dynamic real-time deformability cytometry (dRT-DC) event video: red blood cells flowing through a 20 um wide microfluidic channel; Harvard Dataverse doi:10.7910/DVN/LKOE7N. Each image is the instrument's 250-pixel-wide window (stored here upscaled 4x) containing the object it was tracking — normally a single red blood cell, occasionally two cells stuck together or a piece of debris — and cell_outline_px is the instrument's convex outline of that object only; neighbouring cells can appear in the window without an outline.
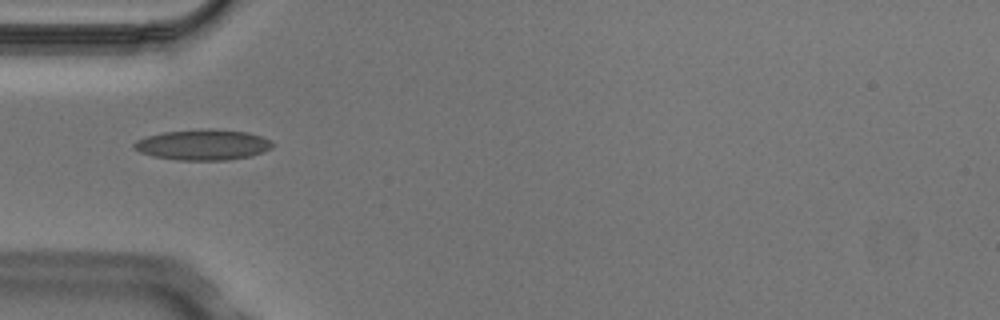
{"species": "Egyptian fruit bat (a non-hibernating species)", "species_latin": "Rousettus aegyptiacus", "temperature_condition": "cold", "stored_images_in_passage": 6, "camera_frame_rate_fps": 3000, "um_per_image_px": 0.085, "animal": {"sex": "male"}, "frame": {"image": 1, "passage_image": 4, "time_ms": 1.0, "image_size_px": [1000, 320], "cell_outline_px": [[276, 144], [272, 148], [252, 156], [228, 160], [176, 160], [152, 156], [140, 152], [132, 148], [132, 144], [136, 140], [144, 136], [164, 132], [200, 128], [212, 128], [248, 132], [272, 140]], "centroid_in_image_um": [17.25, 12.29], "position_along_channel_um": 67.8, "area_um2": 25.26}}
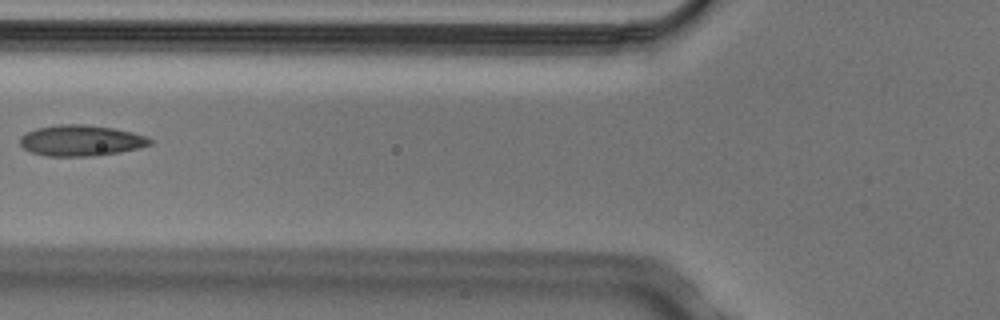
{"frame": {"image": 2, "passage_image": 5, "time_ms": 1.333, "image_size_px": [1000, 320], "cell_outline_px": [[156, 140], [152, 144], [140, 148], [120, 152], [96, 156], [48, 156], [32, 152], [24, 148], [20, 144], [20, 136], [24, 132], [36, 128], [60, 124], [84, 124], [116, 128], [148, 136]], "centroid_in_image_um": [6.94, 11.94], "position_along_channel_um": 118.9, "area_um2": 23.81}}
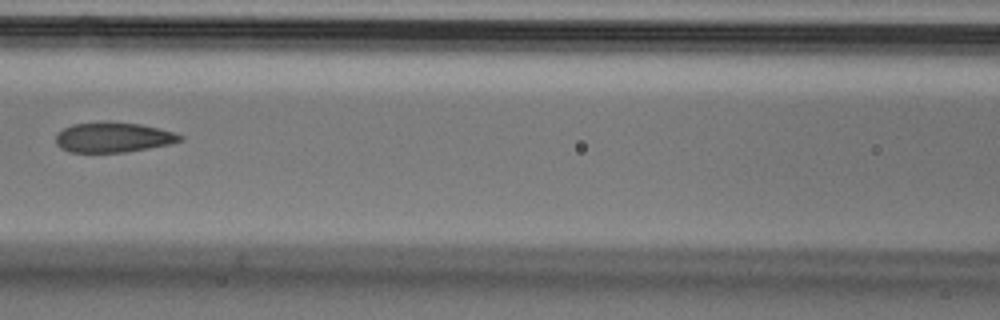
{"frame": {"image": 3, "passage_image": 6, "time_ms": 1.667, "image_size_px": [1000, 320], "cell_outline_px": [[184, 140], [168, 144], [128, 152], [68, 152], [60, 148], [56, 144], [56, 132], [72, 124], [104, 120], [140, 124], [172, 132], [184, 136]], "centroid_in_image_um": [9.57, 11.66], "position_along_channel_um": 157.0, "area_um2": 22.02}}